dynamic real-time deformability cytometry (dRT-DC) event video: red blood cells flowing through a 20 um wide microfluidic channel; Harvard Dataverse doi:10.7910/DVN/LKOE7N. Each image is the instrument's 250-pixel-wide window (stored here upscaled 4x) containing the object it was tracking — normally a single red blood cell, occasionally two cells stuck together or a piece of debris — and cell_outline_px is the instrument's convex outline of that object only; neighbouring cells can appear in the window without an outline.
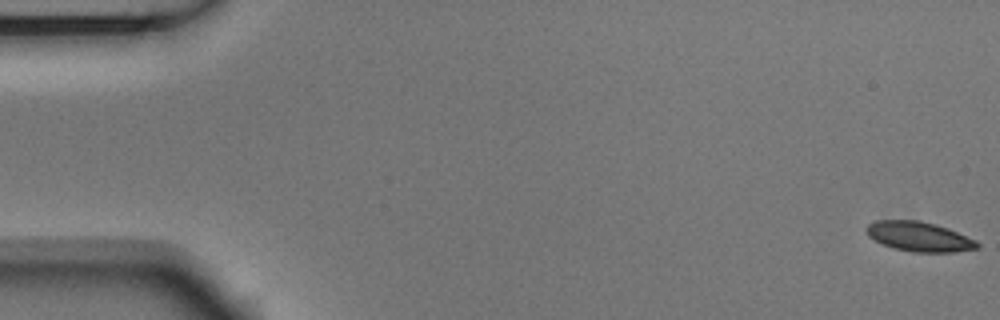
{"species": "Egyptian fruit bat (a non-hibernating species)", "species_latin": "Rousettus aegyptiacus", "temperature_condition": "room temperature", "stored_images_in_passage": 55, "camera_frame_rate_fps": 3000, "um_per_image_px": 0.085, "animal": {"sex": "male"}, "frame": {"image": 1, "passage_image": 1, "time_ms": 0.0, "image_size_px": [1000, 320], "cell_outline_px": [[980, 248], [956, 252], [912, 252], [896, 248], [884, 244], [868, 236], [864, 232], [864, 228], [868, 224], [876, 220], [920, 220], [936, 224], [948, 228], [976, 240], [980, 244]], "centroid_in_image_um": [78.14, 20.1], "position_along_channel_um": 6.9, "area_um2": 19.31}}
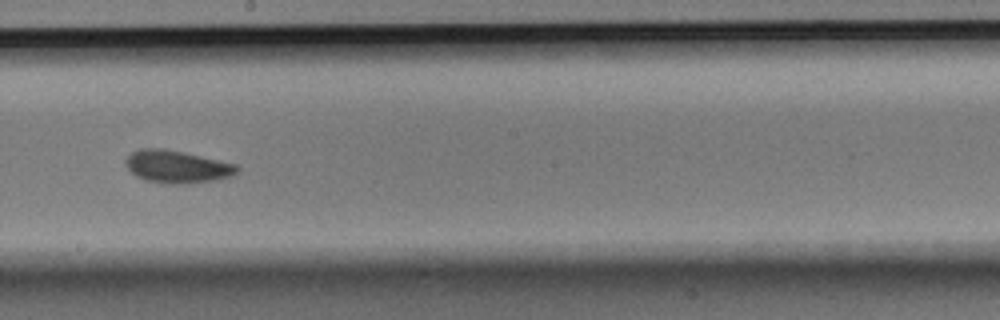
{"frame": {"image": 2, "passage_image": 31, "time_ms": 10.0, "image_size_px": [1000, 320], "cell_outline_px": [[240, 172], [232, 176], [216, 180], [188, 184], [168, 184], [144, 180], [136, 176], [124, 164], [124, 160], [132, 152], [140, 148], [164, 148], [184, 152], [236, 164], [240, 168]], "centroid_in_image_um": [15.06, 14.17], "position_along_channel_um": 233.1, "area_um2": 21.44}}
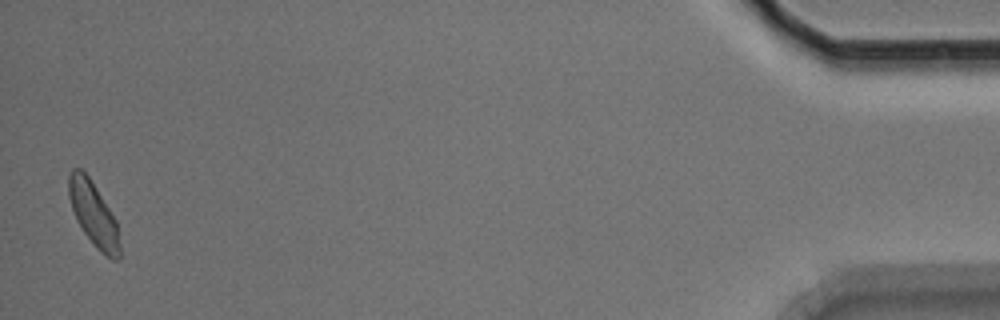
{"frame": {"image": 3, "passage_image": 54, "time_ms": 17.667, "image_size_px": [1000, 320], "cell_outline_px": [[120, 260], [112, 260], [100, 252], [96, 248], [84, 232], [76, 220], [68, 196], [68, 176], [72, 168], [80, 168], [88, 176], [96, 188], [116, 220], [120, 244]], "centroid_in_image_um": [7.95, 18.22], "position_along_channel_um": 427.3, "area_um2": 19.02}, "authors_computed_cell_mechanics": {"area_um2": 19.8254, "velocity_mm_per_s": 3.7037, "shape_relaxation_time_tau1_ms": 3.5189, "shape_relaxation_time_tau2_ms": 5.2477, "deformation_change_tau1": 0.0805, "deformation_change_tau2": 0.0667}}